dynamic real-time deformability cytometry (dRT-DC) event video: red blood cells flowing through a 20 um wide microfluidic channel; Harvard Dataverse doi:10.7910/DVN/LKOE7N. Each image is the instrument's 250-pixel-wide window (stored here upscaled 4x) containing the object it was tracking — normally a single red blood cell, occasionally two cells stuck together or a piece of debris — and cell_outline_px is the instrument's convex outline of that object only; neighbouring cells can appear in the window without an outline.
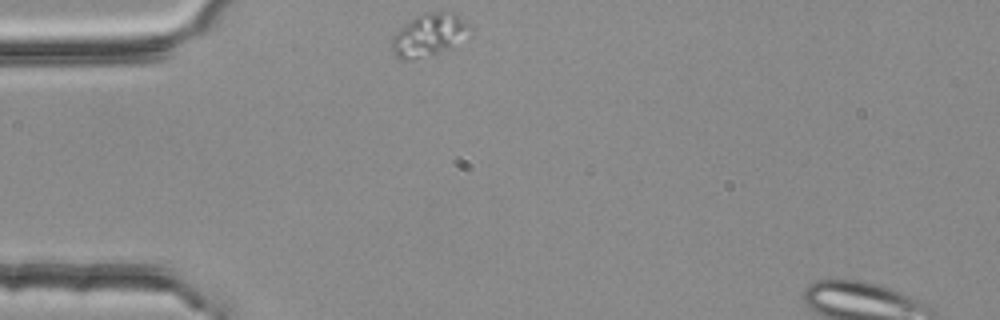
{"species": "common noctule bat (a hibernating species)", "species_latin": "Nyctalus noctula", "temperature_condition": "room temperature", "stored_images_in_passage": 2, "camera_frame_rate_fps": 3000, "um_per_image_px": 0.085, "animal": {"sex": "female", "body_mass_g": 25.1}, "frame": {"image": 1, "passage_image": 1, "time_ms": 0.0, "image_size_px": [1000, 320], "cell_outline_px": [[472, 28], [452, 48], [412, 60], [400, 60], [392, 52], [392, 36], [404, 24], [416, 16], [424, 12], [456, 12], [472, 24]], "centroid_in_image_um": [36.48, 2.95], "position_along_channel_um": 48.5, "area_um2": 19.54}}